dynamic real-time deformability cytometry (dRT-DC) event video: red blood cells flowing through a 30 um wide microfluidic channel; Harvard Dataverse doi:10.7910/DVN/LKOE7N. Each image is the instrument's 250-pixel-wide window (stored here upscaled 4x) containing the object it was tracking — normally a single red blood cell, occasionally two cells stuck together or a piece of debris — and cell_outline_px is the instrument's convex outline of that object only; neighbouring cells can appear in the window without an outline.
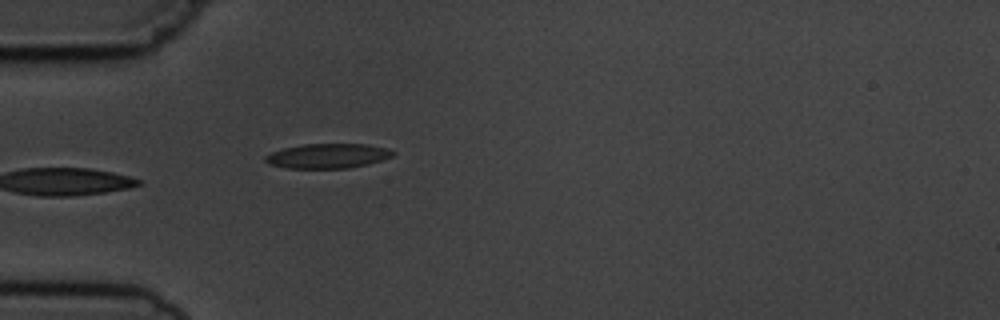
{"species": "common noctule bat (a hibernating species)", "species_latin": "Nyctalus noctula", "temperature_condition": "cold", "stored_images_in_passage": 5, "camera_frame_rate_fps": 3000, "um_per_image_px": 0.085, "animal": {"sex": "male", "body_mass_g": 19.5, "forearm_length_mm": 54.6}, "frame": {"image": 1, "passage_image": 5, "time_ms": 4.667, "image_size_px": [1000, 320], "cell_outline_px": [[396, 152], [392, 156], [368, 164], [348, 168], [288, 168], [268, 164], [264, 160], [264, 156], [272, 152], [284, 148], [304, 144], [368, 144], [388, 148]], "centroid_in_image_um": [27.86, 13.25], "position_along_channel_um": 57.1, "area_um2": 18.32}}